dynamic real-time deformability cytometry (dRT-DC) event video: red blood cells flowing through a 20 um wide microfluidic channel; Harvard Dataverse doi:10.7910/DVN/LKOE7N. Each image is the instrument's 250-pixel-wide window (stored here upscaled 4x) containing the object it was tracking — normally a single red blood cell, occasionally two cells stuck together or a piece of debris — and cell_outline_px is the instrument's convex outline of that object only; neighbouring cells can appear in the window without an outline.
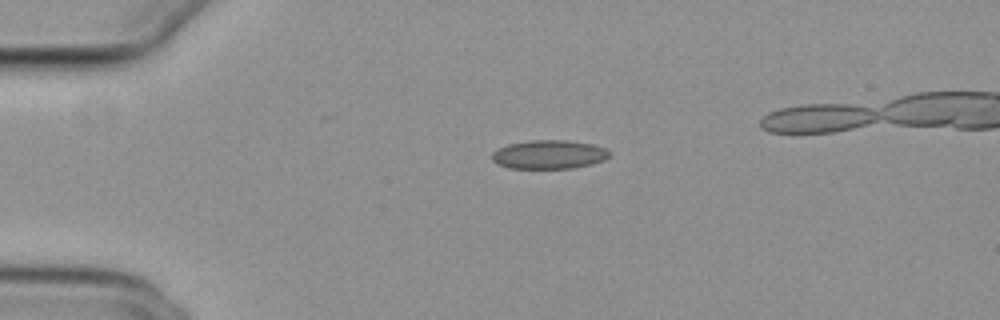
{"species": "common noctule bat (a hibernating species)", "species_latin": "Nyctalus noctula", "temperature_condition": "cold", "stored_images_in_passage": 38, "camera_frame_rate_fps": 3000, "um_per_image_px": 0.085, "animal": {"sex": "female", "body_mass_g": 29.2, "forearm_length_mm": 56.3}, "frame": {"image": 1, "passage_image": 1, "time_ms": 0.0, "image_size_px": [1000, 320], "cell_outline_px": [[612, 156], [604, 160], [592, 164], [572, 168], [508, 168], [496, 164], [492, 160], [492, 152], [496, 148], [508, 144], [528, 140], [568, 140], [592, 144], [604, 148], [612, 152]], "centroid_in_image_um": [46.66, 13.13], "position_along_channel_um": 38.3, "area_um2": 20.0}}
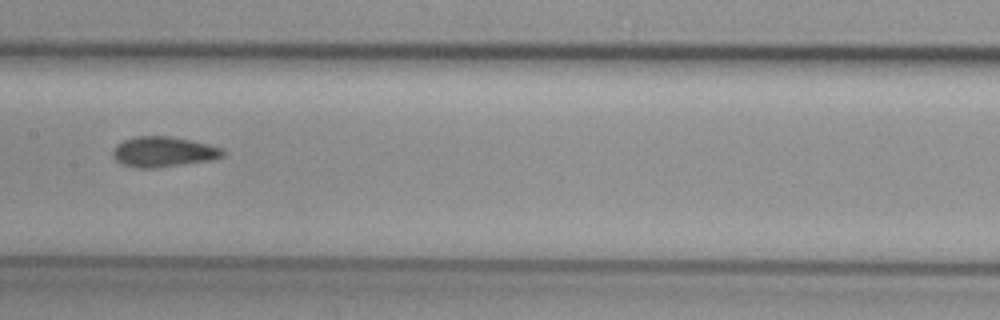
{"frame": {"image": 2, "passage_image": 16, "time_ms": 5.0, "image_size_px": [1000, 320], "cell_outline_px": [[224, 156], [212, 160], [152, 168], [140, 168], [124, 164], [116, 160], [112, 156], [112, 152], [116, 144], [132, 136], [168, 136], [192, 140], [224, 148]], "centroid_in_image_um": [13.89, 12.89], "position_along_channel_um": 193.5, "area_um2": 19.42}}
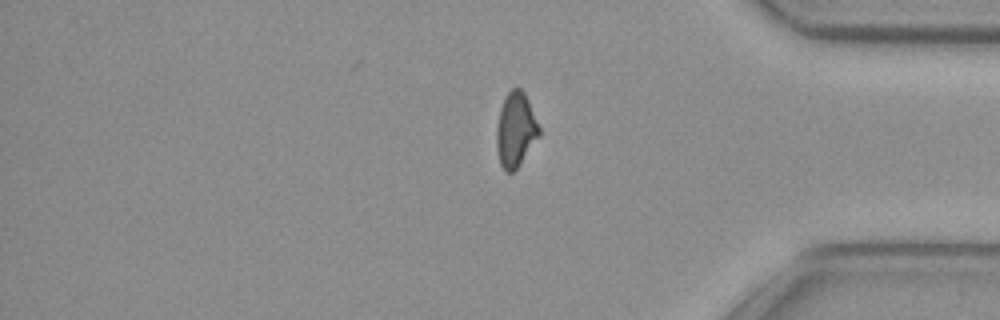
{"frame": {"image": 3, "passage_image": 33, "time_ms": 10.667, "image_size_px": [1000, 320], "cell_outline_px": [[540, 136], [516, 168], [512, 172], [504, 172], [500, 164], [496, 144], [496, 128], [500, 108], [504, 96], [512, 88], [520, 88], [524, 92], [528, 100], [540, 128]], "centroid_in_image_um": [43.81, 11.02], "position_along_channel_um": 391.4, "area_um2": 18.5}, "authors_computed_cell_mechanics": {"area_um2": 19.1607, "velocity_mm_per_s": 3.848, "shape_relaxation_time_tau1_ms": null, "shape_relaxation_time_tau2_ms": 2.8381, "deformation_change_tau1": null, "deformation_change_tau2": 0.0774}}